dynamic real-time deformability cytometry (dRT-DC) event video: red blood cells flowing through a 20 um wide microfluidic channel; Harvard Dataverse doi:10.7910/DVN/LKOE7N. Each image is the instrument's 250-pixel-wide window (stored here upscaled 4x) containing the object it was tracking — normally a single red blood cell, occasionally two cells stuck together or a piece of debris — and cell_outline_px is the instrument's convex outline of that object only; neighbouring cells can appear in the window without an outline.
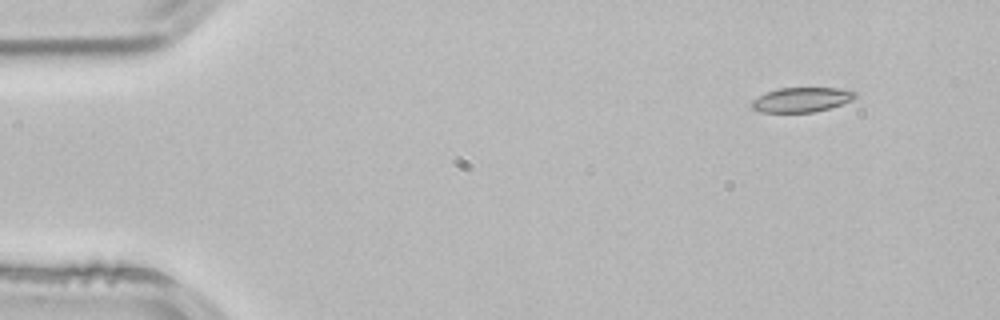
{"species": "common noctule bat (a hibernating species)", "species_latin": "Nyctalus noctula", "temperature_condition": "room temperature", "stored_images_in_passage": 4, "camera_frame_rate_fps": 3000, "um_per_image_px": 0.085, "animal": {"sex": "male", "body_mass_g": 21.5, "forearm_length_mm": 52.0}, "frame": {"image": 1, "passage_image": 1, "time_ms": 0.0, "image_size_px": [1000, 320], "cell_outline_px": [[856, 96], [852, 100], [828, 108], [812, 112], [760, 112], [752, 108], [752, 100], [764, 92], [780, 88], [840, 88], [856, 92]], "centroid_in_image_um": [68.1, 8.46], "position_along_channel_um": 16.9, "area_um2": 14.74}}